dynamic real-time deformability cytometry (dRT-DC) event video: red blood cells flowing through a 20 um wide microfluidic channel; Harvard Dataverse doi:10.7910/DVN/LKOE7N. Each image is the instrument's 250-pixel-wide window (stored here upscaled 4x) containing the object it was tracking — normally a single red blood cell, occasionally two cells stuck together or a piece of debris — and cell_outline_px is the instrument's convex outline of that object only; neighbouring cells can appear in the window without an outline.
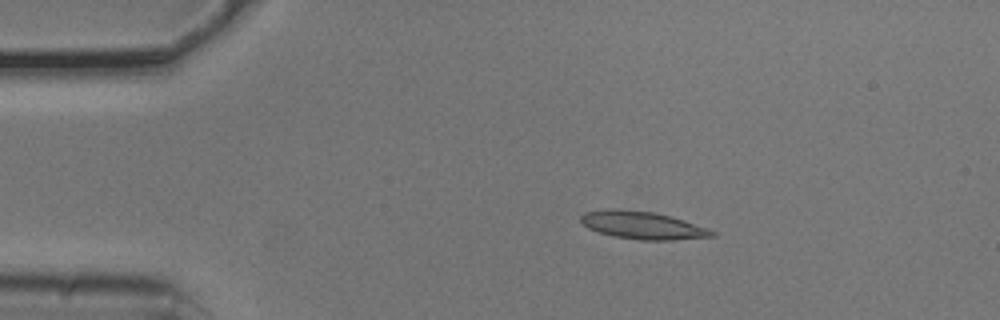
{"species": "common noctule bat (a hibernating species)", "species_latin": "Nyctalus noctula", "temperature_condition": "cold", "stored_images_in_passage": 5, "camera_frame_rate_fps": 3000, "um_per_image_px": 0.085, "animal": {"sex": "male", "body_mass_g": 20.5, "forearm_length_mm": 52.5}, "frame": {"image": 1, "passage_image": 1, "time_ms": 0.0, "image_size_px": [1000, 320], "cell_outline_px": [[716, 236], [672, 240], [640, 240], [612, 236], [588, 228], [580, 220], [580, 216], [584, 212], [652, 212], [684, 220], [708, 228], [716, 232]], "centroid_in_image_um": [54.73, 19.21], "position_along_channel_um": 30.3, "area_um2": 20.06}}
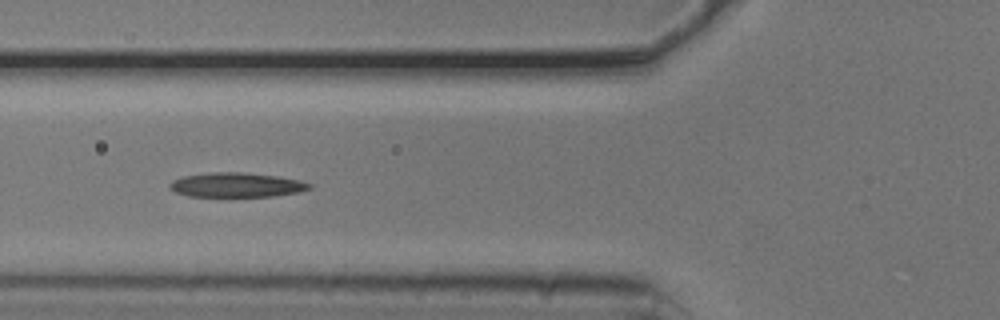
{"frame": {"image": 2, "passage_image": 3, "time_ms": 0.667, "image_size_px": [1000, 320], "cell_outline_px": [[312, 188], [300, 192], [272, 196], [188, 196], [176, 192], [168, 188], [168, 184], [172, 180], [180, 176], [212, 172], [244, 172], [276, 176], [300, 180], [312, 184]], "centroid_in_image_um": [20.08, 15.71], "position_along_channel_um": 105.7, "area_um2": 20.06}}
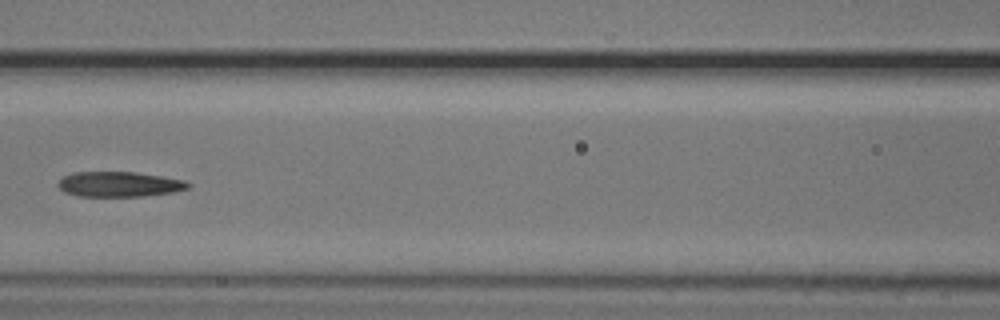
{"frame": {"image": 3, "passage_image": 4, "time_ms": 1.0, "image_size_px": [1000, 320], "cell_outline_px": [[192, 184], [188, 188], [172, 192], [144, 196], [80, 196], [64, 192], [56, 184], [64, 176], [72, 172], [136, 172], [184, 180]], "centroid_in_image_um": [10.12, 15.65], "position_along_channel_um": 156.5, "area_um2": 18.96}}